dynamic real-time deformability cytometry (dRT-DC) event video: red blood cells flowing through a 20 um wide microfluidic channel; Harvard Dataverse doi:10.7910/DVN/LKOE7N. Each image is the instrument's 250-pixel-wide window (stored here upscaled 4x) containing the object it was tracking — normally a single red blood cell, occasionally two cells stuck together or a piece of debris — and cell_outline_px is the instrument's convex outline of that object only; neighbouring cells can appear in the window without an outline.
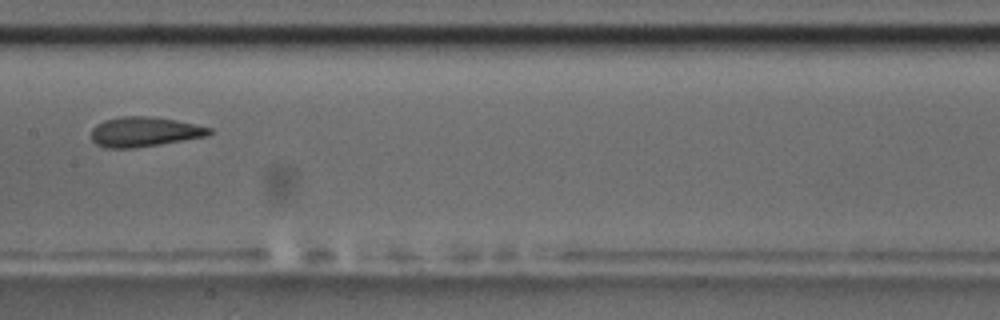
{"species": "common noctule bat (a hibernating species)", "species_latin": "Nyctalus noctula", "temperature_condition": "room temperature", "stored_images_in_passage": 15, "camera_frame_rate_fps": 3000, "um_per_image_px": 0.085, "animal": {"sex": "male", "body_mass_g": 17.5, "forearm_length_mm": 52.3}, "frame": {"image": 1, "passage_image": 7, "time_ms": 7.0, "image_size_px": [1000, 320], "cell_outline_px": [[212, 132], [208, 136], [160, 144], [132, 148], [104, 148], [96, 144], [92, 140], [92, 128], [96, 124], [104, 120], [120, 116], [148, 116], [176, 120], [196, 124], [212, 128]], "centroid_in_image_um": [12.26, 11.2], "position_along_channel_um": 195.1, "area_um2": 20.58}, "authors_computed_cell_mechanics": {"area_um2": 20.9236, "velocity_mm_per_s": 3.5331, "shape_relaxation_time_tau1_ms": 3.0674, "shape_relaxation_time_tau2_ms": 1.1625, "deformation_change_tau1": 0.1312, "deformation_change_tau2": 0.0911}}